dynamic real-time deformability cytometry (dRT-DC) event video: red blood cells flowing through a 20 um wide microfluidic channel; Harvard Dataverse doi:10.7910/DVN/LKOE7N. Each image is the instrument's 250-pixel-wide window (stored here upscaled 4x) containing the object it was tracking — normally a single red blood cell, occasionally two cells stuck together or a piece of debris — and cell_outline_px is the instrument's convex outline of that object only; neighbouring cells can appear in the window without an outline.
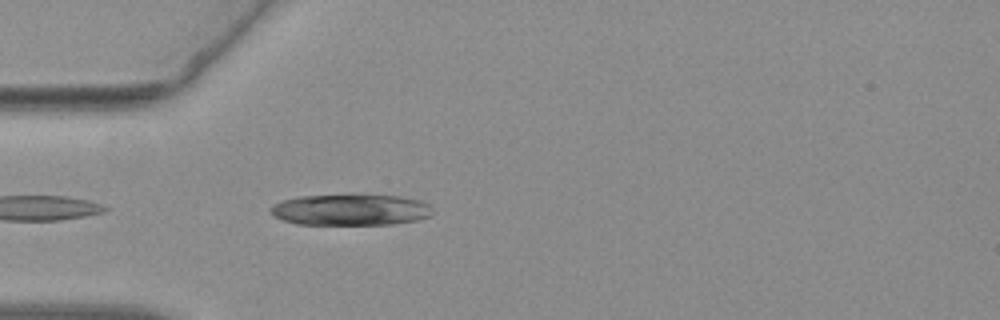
{"species": "common noctule bat (a hibernating species)", "species_latin": "Nyctalus noctula", "temperature_condition": "warm", "stored_images_in_passage": 7, "camera_frame_rate_fps": 3000, "um_per_image_px": 0.085, "animal": {"sex": "female", "body_mass_g": 19.3, "forearm_length_mm": 54.1}, "frame": {"image": 1, "passage_image": 3, "time_ms": 0.667, "image_size_px": [1000, 320], "cell_outline_px": [[432, 216], [416, 220], [392, 224], [296, 224], [284, 220], [276, 216], [268, 208], [272, 204], [280, 200], [300, 196], [400, 196], [420, 200], [428, 204], [432, 212]], "centroid_in_image_um": [29.79, 17.84], "position_along_channel_um": 55.2, "area_um2": 29.02}}
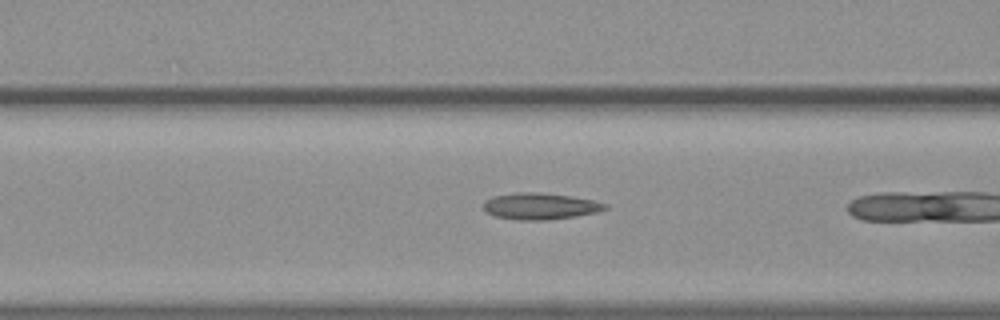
{"frame": {"image": 2, "passage_image": 6, "time_ms": 1.667, "image_size_px": [1000, 320], "cell_outline_px": [[608, 208], [596, 212], [576, 216], [544, 220], [516, 220], [496, 216], [484, 212], [484, 200], [492, 196], [520, 192], [536, 192], [568, 196], [592, 200], [608, 204]], "centroid_in_image_um": [45.87, 17.53], "position_along_channel_um": 120.7, "area_um2": 18.67}}